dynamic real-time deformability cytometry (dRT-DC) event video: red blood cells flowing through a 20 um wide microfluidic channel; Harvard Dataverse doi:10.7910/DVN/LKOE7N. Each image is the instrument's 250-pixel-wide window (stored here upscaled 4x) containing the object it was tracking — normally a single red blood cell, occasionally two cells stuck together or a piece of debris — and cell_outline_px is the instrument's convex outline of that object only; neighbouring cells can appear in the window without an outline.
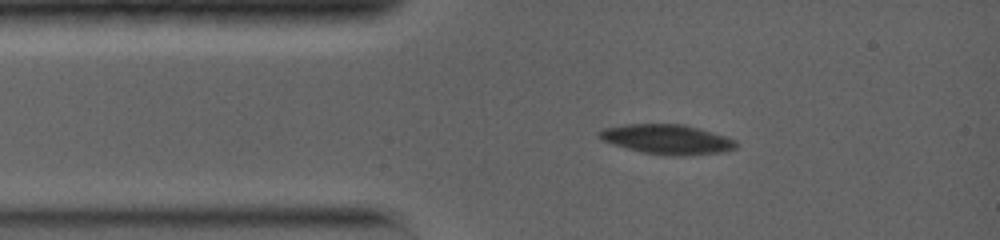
{"species": "common noctule bat (a hibernating species)", "species_latin": "Nyctalus noctula", "temperature_condition": "warm", "stored_images_in_passage": 31, "camera_frame_rate_fps": 5000, "um_per_image_px": 0.085, "animal": {"sex": "female", "body_mass_g": 19.0, "forearm_length_mm": 56.7}, "frame": {"image": 1, "passage_image": 4, "time_ms": 1.6, "image_size_px": [1000, 240], "cell_outline_px": [[736, 148], [724, 152], [684, 156], [668, 156], [644, 152], [628, 148], [600, 140], [596, 132], [604, 128], [624, 124], [684, 124], [712, 132], [736, 140]], "centroid_in_image_um": [56.69, 11.84], "position_along_channel_um": 28.3, "area_um2": 23.7}}
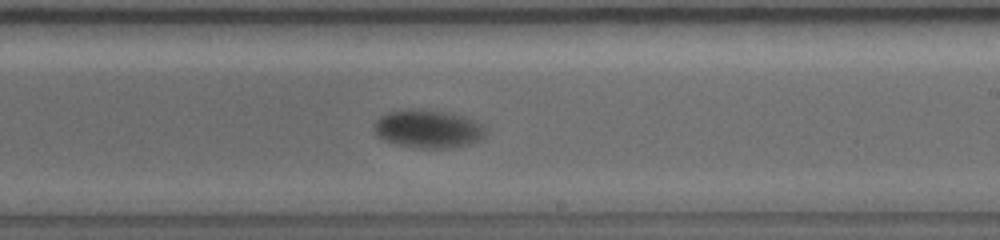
{"frame": {"image": 2, "passage_image": 17, "time_ms": 8.0, "image_size_px": [1000, 240], "cell_outline_px": [[484, 136], [480, 140], [472, 144], [448, 148], [416, 148], [396, 144], [384, 140], [376, 136], [372, 128], [372, 124], [380, 116], [388, 112], [408, 108], [424, 108], [460, 116], [476, 120], [484, 124]], "centroid_in_image_um": [36.34, 10.95], "position_along_channel_um": 252.7, "area_um2": 25.2}}
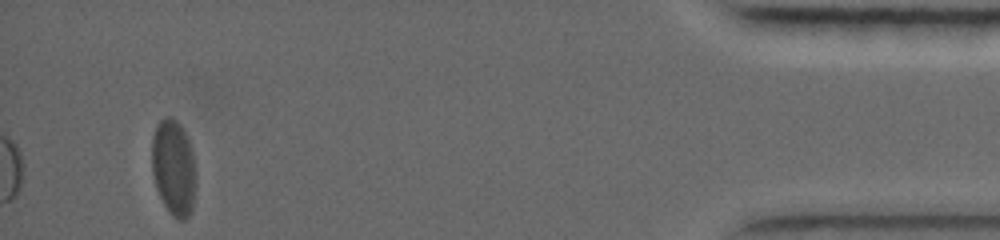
{"frame": {"image": 3, "passage_image": 31, "time_ms": 14.8, "image_size_px": [1000, 240], "cell_outline_px": [[196, 184], [192, 208], [188, 216], [184, 220], [180, 220], [172, 216], [168, 212], [160, 196], [152, 172], [152, 136], [156, 124], [164, 116], [172, 116], [180, 124], [192, 148], [196, 172]], "centroid_in_image_um": [14.77, 14.23], "position_along_channel_um": 420.4, "area_um2": 24.91}, "authors_computed_cell_mechanics": {"area_um2": 24.3916, "velocity_mm_per_s": 3.7959, "shape_relaxation_time_tau1_ms": 2.5928, "shape_relaxation_time_tau2_ms": null, "deformation_change_tau1": 0.1385, "deformation_change_tau2": null}}